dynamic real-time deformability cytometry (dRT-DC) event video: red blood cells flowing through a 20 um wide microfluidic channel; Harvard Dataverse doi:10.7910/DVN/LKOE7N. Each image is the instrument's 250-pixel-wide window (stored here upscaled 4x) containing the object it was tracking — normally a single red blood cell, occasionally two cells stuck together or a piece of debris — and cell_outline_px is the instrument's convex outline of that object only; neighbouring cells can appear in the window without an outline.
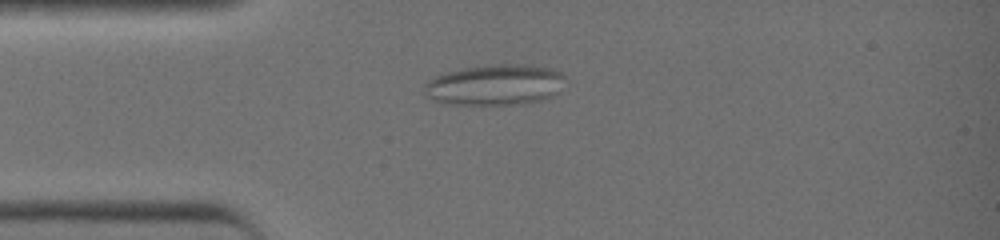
{"species": "common noctule bat (a hibernating species)", "species_latin": "Nyctalus noctula", "temperature_condition": "warm", "stored_images_in_passage": 44, "segment_of_instrument_passage": [1, 2], "camera_frame_rate_fps": 3000, "um_per_image_px": 0.085, "animal": {"sex": "female", "body_mass_g": 19.0, "forearm_length_mm": 51.5}, "frame": {"image": 1, "passage_image": 11, "time_ms": 3.333, "image_size_px": [1000, 240], "cell_outline_px": [[564, 76], [560, 92], [556, 96], [544, 100], [520, 104], [456, 104], [436, 100], [428, 96], [424, 92], [424, 84], [428, 80], [436, 76], [448, 72], [464, 68], [504, 64], [520, 64], [548, 68], [560, 72]], "centroid_in_image_um": [42.12, 7.22], "position_along_channel_um": 42.9, "area_um2": 33.12}}
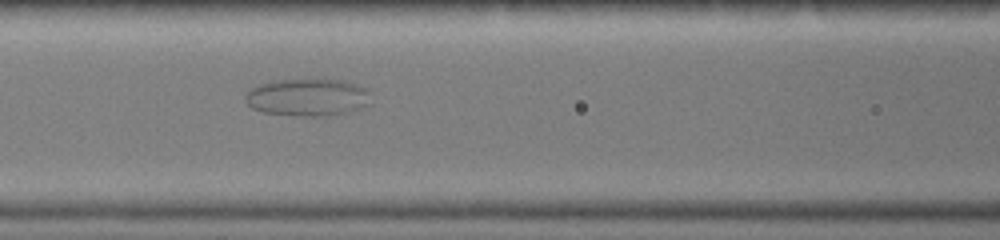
{"frame": {"image": 2, "passage_image": 19, "time_ms": 6.0, "image_size_px": [1000, 240], "cell_outline_px": [[368, 92], [364, 104], [336, 112], [264, 112], [252, 108], [248, 104], [248, 92], [256, 84], [268, 80], [344, 80], [368, 88]], "centroid_in_image_um": [26.03, 8.15], "position_along_channel_um": 140.6, "area_um2": 24.85}}
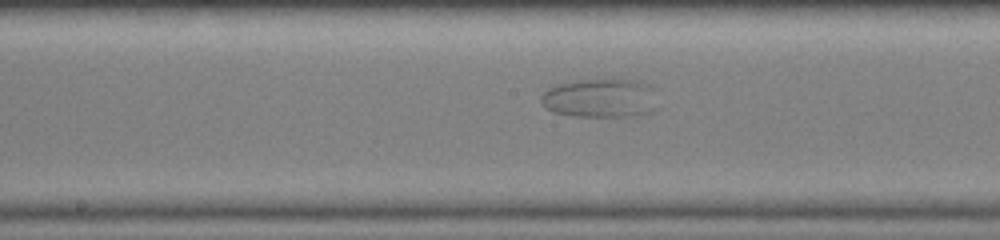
{"frame": {"image": 3, "passage_image": 23, "time_ms": 7.333, "image_size_px": [1000, 240], "cell_outline_px": [[652, 88], [612, 116], [580, 116], [556, 112], [548, 108], [540, 100], [540, 96], [548, 88], [556, 84], [576, 80], [600, 76], [640, 80], [652, 84]], "centroid_in_image_um": [50.48, 8.14], "position_along_channel_um": 197.7, "area_um2": 23.12}}